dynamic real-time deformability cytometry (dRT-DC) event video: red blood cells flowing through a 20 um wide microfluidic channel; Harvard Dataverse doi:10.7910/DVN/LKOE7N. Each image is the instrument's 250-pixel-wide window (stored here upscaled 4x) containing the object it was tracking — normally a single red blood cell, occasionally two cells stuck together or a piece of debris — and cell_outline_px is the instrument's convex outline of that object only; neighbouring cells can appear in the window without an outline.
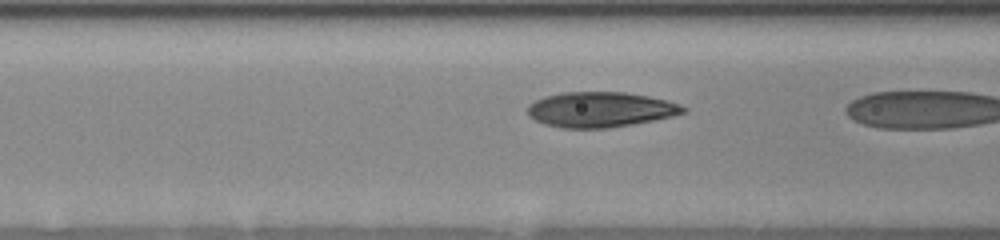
{"species": "human", "species_latin": "Homo sapiens", "temperature_condition": "room temperature", "stored_images_in_passage": 20, "segment_of_instrument_passage": [2, 2], "camera_frame_rate_fps": 3000, "um_per_image_px": 0.085, "donor": {"sex": "female"}, "frame": {"image": 1, "passage_image": 19, "time_ms": 5.333, "image_size_px": [1000, 240], "cell_outline_px": [[688, 112], [672, 116], [632, 124], [608, 128], [560, 128], [544, 124], [528, 116], [528, 104], [544, 96], [560, 92], [624, 92], [648, 96], [668, 100], [680, 104], [688, 108]], "centroid_in_image_um": [51.03, 9.31], "position_along_channel_um": 115.6, "area_um2": 32.14}}